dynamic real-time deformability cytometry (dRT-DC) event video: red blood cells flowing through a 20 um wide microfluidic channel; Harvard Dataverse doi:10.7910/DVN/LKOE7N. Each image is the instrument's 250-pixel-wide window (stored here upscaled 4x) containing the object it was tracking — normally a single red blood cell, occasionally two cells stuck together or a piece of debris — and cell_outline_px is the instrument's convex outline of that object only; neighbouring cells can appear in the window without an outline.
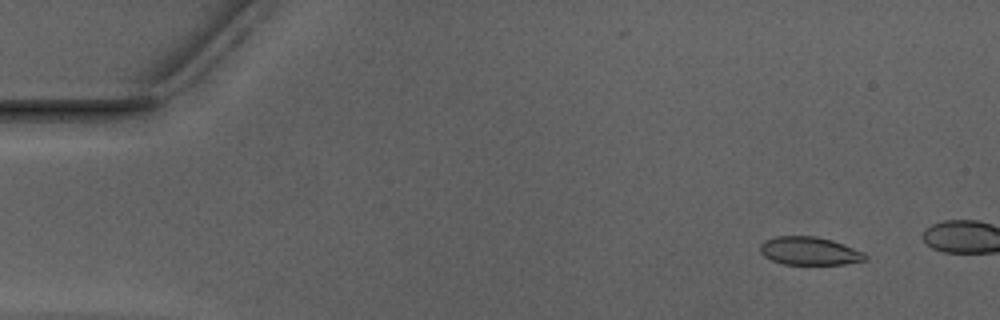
{"species": "Egyptian fruit bat (a non-hibernating species)", "species_latin": "Rousettus aegyptiacus", "temperature_condition": "warm", "stored_images_in_passage": 15, "camera_frame_rate_fps": 3000, "um_per_image_px": 0.085, "animal": {"sex": "male"}, "frame": {"image": 1, "passage_image": 5, "time_ms": 1.333, "image_size_px": [1000, 320], "cell_outline_px": [[868, 260], [844, 264], [784, 264], [772, 260], [764, 256], [760, 252], [760, 244], [764, 240], [776, 236], [816, 236], [832, 240], [844, 244], [864, 252], [868, 256]], "centroid_in_image_um": [68.82, 21.33], "position_along_channel_um": 16.2, "area_um2": 17.34}}